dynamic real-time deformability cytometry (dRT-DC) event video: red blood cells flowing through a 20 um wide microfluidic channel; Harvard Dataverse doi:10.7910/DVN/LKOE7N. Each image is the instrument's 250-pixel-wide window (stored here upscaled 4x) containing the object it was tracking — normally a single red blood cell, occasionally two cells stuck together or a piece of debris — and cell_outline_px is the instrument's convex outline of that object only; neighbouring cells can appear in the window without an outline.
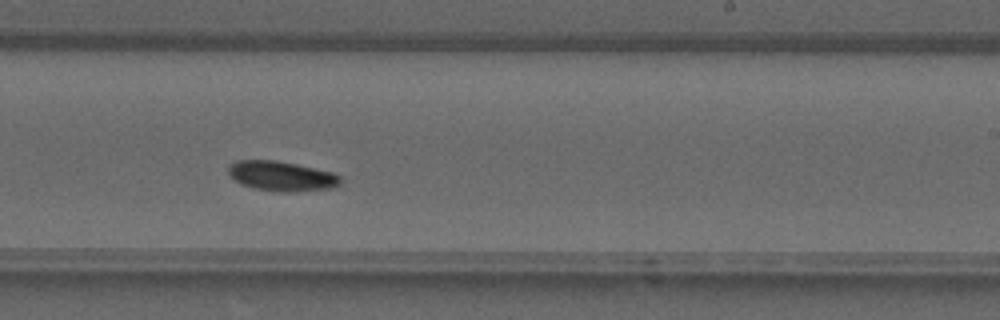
{"species": "common noctule bat (a hibernating species)", "species_latin": "Nyctalus noctula", "temperature_condition": "warm", "stored_images_in_passage": 34, "camera_frame_rate_fps": 3000, "um_per_image_px": 0.085, "animal": {"sex": "male", "forearm_length_mm": 52.5}, "frame": {"image": 1, "passage_image": 20, "time_ms": 6.333, "image_size_px": [1000, 320], "cell_outline_px": [[340, 184], [336, 188], [292, 192], [280, 192], [252, 188], [240, 184], [228, 172], [228, 164], [236, 160], [276, 160], [296, 164], [332, 172], [340, 176]], "centroid_in_image_um": [23.93, 14.97], "position_along_channel_um": 265.1, "area_um2": 19.65}}
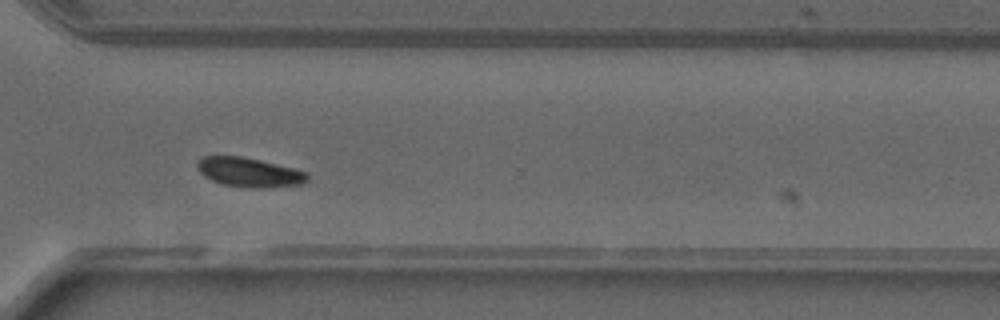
{"frame": {"image": 2, "passage_image": 25, "time_ms": 8.0, "image_size_px": [1000, 320], "cell_outline_px": [[308, 180], [300, 184], [264, 188], [252, 188], [224, 184], [212, 180], [204, 176], [196, 168], [196, 164], [204, 156], [240, 156], [260, 160], [308, 172]], "centroid_in_image_um": [21.18, 14.64], "position_along_channel_um": 349.4, "area_um2": 18.61}}